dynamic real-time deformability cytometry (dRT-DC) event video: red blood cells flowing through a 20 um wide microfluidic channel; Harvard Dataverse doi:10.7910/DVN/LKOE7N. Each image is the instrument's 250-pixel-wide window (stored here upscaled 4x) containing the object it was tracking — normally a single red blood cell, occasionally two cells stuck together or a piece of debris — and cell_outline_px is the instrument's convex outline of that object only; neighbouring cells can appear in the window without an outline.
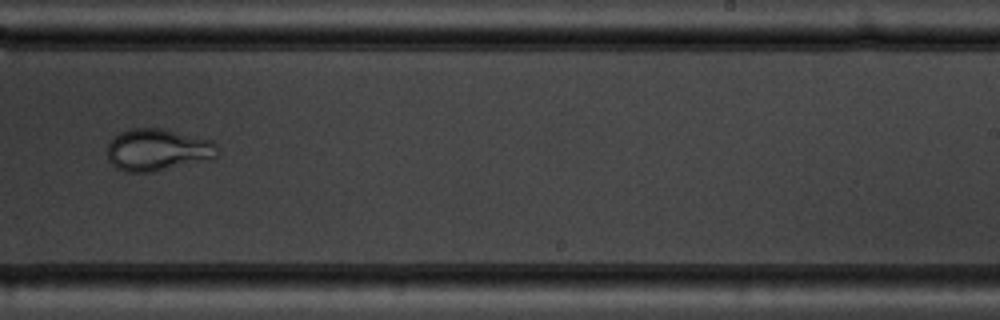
{"species": "common noctule bat (a hibernating species)", "species_latin": "Nyctalus noctula", "temperature_condition": "warm", "stored_images_in_passage": 9, "camera_frame_rate_fps": 3000, "um_per_image_px": 0.085, "animal": {"sex": "male", "body_mass_g": 19.5, "forearm_length_mm": 54.6}, "frame": {"image": 1, "passage_image": 9, "time_ms": 9.333, "image_size_px": [1000, 320], "cell_outline_px": [[216, 156], [212, 160], [152, 172], [124, 172], [116, 168], [108, 160], [108, 144], [112, 136], [120, 132], [132, 128], [160, 128], [212, 140], [216, 144]], "centroid_in_image_um": [13.38, 12.75], "position_along_channel_um": 275.6, "area_um2": 27.22}}